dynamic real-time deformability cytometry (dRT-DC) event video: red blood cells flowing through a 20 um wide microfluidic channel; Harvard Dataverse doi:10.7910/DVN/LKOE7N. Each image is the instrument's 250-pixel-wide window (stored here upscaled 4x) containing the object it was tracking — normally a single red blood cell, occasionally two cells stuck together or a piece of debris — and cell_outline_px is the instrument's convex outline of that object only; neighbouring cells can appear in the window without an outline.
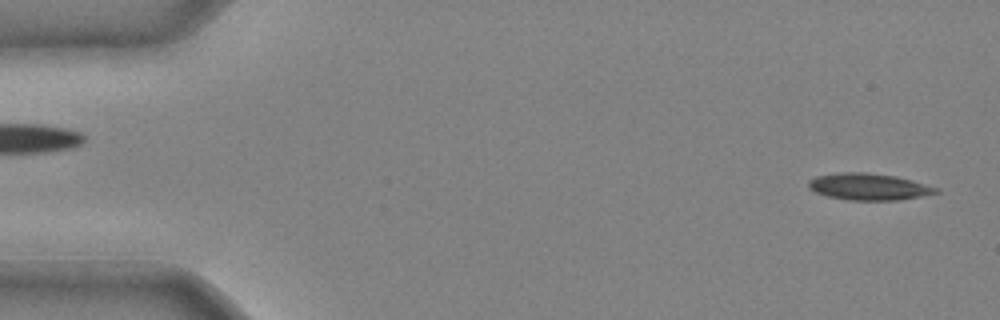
{"species": "common noctule bat (a hibernating species)", "species_latin": "Nyctalus noctula", "temperature_condition": "cold", "stored_images_in_passage": 28, "camera_frame_rate_fps": 3000, "um_per_image_px": 0.085, "animal": {"sex": "male", "body_mass_g": 20.4}, "frame": {"image": 1, "passage_image": 1, "time_ms": 0.0, "image_size_px": [1000, 320], "cell_outline_px": [[940, 192], [900, 200], [848, 200], [828, 196], [816, 192], [808, 188], [808, 180], [816, 176], [840, 172], [864, 172], [896, 176], [912, 180], [940, 188]], "centroid_in_image_um": [73.85, 15.87], "position_along_channel_um": 11.2, "area_um2": 19.88}}
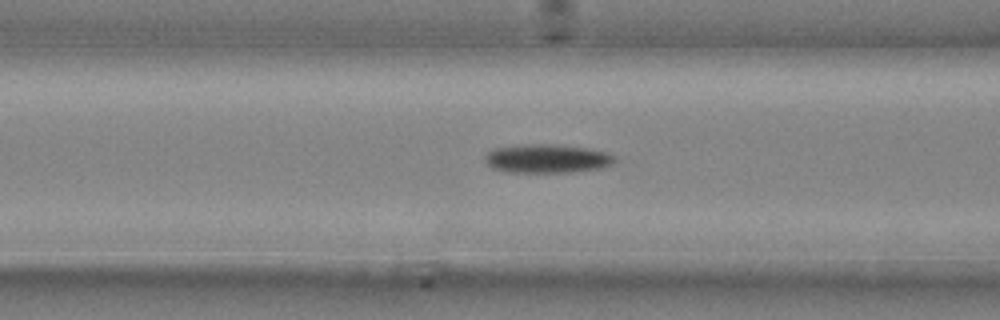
{"frame": {"image": 2, "passage_image": 16, "time_ms": 5.0, "image_size_px": [1000, 320], "cell_outline_px": [[616, 160], [612, 164], [600, 168], [572, 172], [508, 172], [492, 168], [484, 160], [484, 156], [488, 152], [496, 148], [540, 144], [552, 144], [588, 148], [608, 152], [616, 156]], "centroid_in_image_um": [46.55, 13.49], "position_along_channel_um": 120.1, "area_um2": 21.56}}
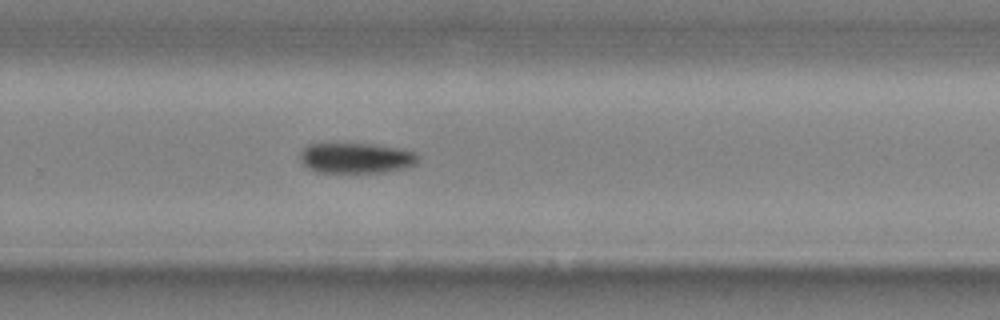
{"frame": {"image": 3, "passage_image": 28, "time_ms": 9.0, "image_size_px": [1000, 320], "cell_outline_px": [[420, 160], [416, 164], [408, 168], [384, 172], [316, 172], [308, 168], [300, 160], [300, 152], [308, 144], [376, 144], [404, 148], [416, 152], [420, 156]], "centroid_in_image_um": [30.36, 13.43], "position_along_channel_um": 299.4, "area_um2": 21.27}}